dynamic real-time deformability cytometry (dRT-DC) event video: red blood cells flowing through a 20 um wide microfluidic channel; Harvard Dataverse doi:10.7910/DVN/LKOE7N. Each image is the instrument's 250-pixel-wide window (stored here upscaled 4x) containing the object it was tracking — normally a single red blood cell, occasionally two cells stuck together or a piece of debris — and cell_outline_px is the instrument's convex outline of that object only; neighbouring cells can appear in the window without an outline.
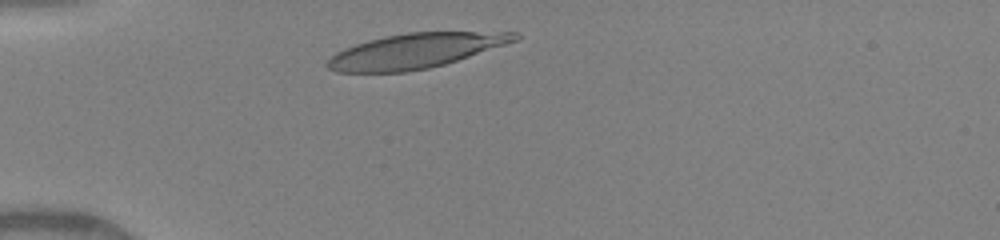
{"species": "human", "species_latin": "Homo sapiens", "temperature_condition": "warm", "stored_images_in_passage": 4, "camera_frame_rate_fps": 3000, "um_per_image_px": 0.085, "donor": {"sex": "female"}, "frame": {"image": 1, "passage_image": 1, "time_ms": 0.0, "image_size_px": [1000, 240], "cell_outline_px": [[520, 40], [444, 64], [428, 68], [404, 72], [336, 72], [328, 68], [324, 64], [336, 52], [344, 48], [368, 40], [408, 32], [516, 32], [520, 36]], "centroid_in_image_um": [35.31, 4.32], "position_along_channel_um": 49.7, "area_um2": 37.74}}
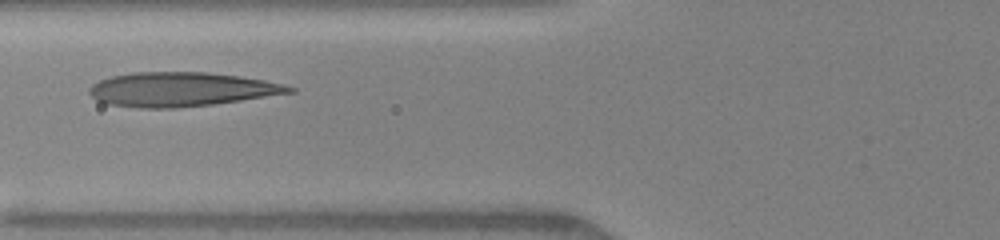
{"frame": {"image": 2, "passage_image": 3, "time_ms": 2.0, "image_size_px": [1000, 240], "cell_outline_px": [[296, 92], [212, 104], [172, 108], [140, 108], [108, 104], [96, 100], [88, 92], [88, 88], [92, 84], [100, 80], [112, 76], [132, 72], [208, 72], [240, 76], [264, 80], [284, 84], [296, 88]], "centroid_in_image_um": [15.39, 7.59], "position_along_channel_um": 110.4, "area_um2": 39.82}}
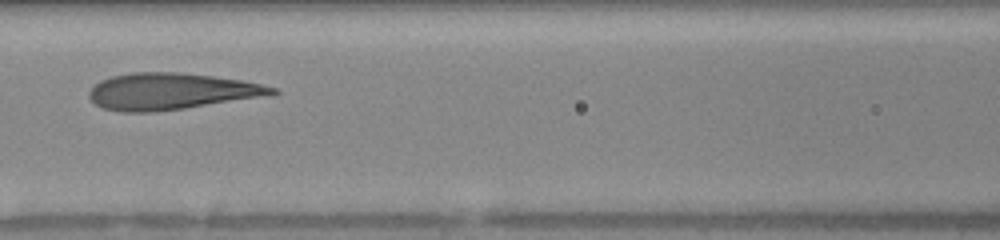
{"frame": {"image": 3, "passage_image": 4, "time_ms": 3.0, "image_size_px": [1000, 240], "cell_outline_px": [[280, 92], [184, 108], [152, 112], [120, 112], [104, 108], [96, 104], [88, 96], [88, 92], [100, 80], [112, 76], [132, 72], [180, 72], [212, 76], [240, 80], [260, 84], [276, 88]], "centroid_in_image_um": [14.42, 7.75], "position_along_channel_um": 152.2, "area_um2": 38.15}}